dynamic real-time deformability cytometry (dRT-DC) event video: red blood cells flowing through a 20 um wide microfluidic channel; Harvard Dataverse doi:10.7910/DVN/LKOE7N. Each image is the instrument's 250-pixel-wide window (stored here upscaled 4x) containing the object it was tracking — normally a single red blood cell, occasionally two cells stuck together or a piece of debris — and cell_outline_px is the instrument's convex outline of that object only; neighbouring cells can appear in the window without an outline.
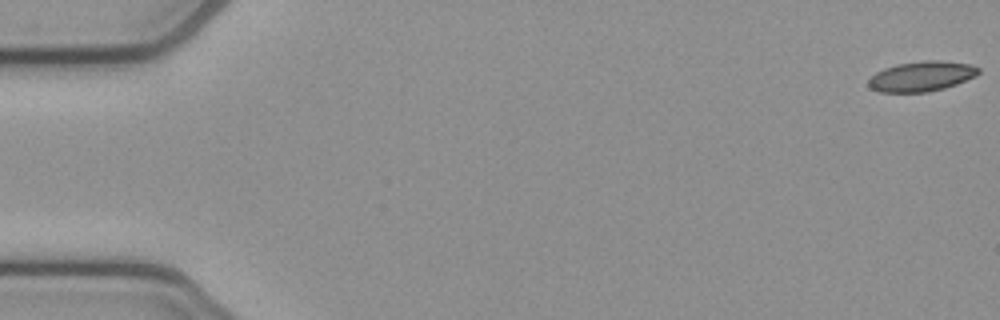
{"species": "common noctule bat (a hibernating species)", "species_latin": "Nyctalus noctula", "temperature_condition": "cold", "stored_images_in_passage": 53, "camera_frame_rate_fps": 3000, "um_per_image_px": 0.085, "animal": {"sex": "female", "body_mass_g": 21.9}, "frame": {"image": 1, "passage_image": 1, "time_ms": 0.0, "image_size_px": [1000, 320], "cell_outline_px": [[980, 72], [976, 76], [956, 84], [944, 88], [928, 92], [880, 92], [872, 88], [868, 84], [868, 80], [876, 72], [884, 68], [896, 64], [924, 60], [940, 60], [968, 64], [980, 68]], "centroid_in_image_um": [78.34, 6.48], "position_along_channel_um": 6.7, "area_um2": 19.25}}
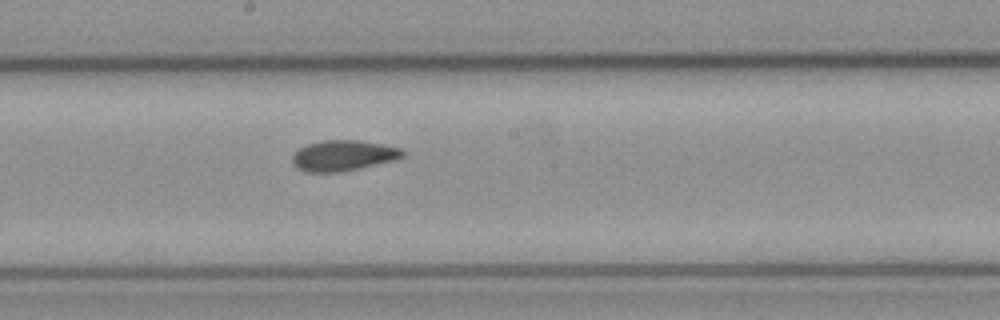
{"frame": {"image": 2, "passage_image": 29, "time_ms": 9.333, "image_size_px": [1000, 320], "cell_outline_px": [[404, 156], [392, 160], [360, 168], [340, 172], [304, 172], [296, 168], [292, 164], [292, 156], [300, 148], [308, 144], [324, 140], [360, 140], [400, 148], [404, 152]], "centroid_in_image_um": [29.12, 13.23], "position_along_channel_um": 219.1, "area_um2": 19.54}}
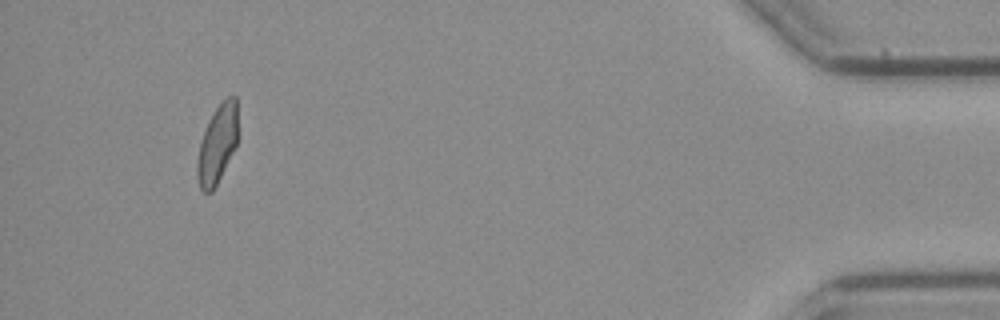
{"frame": {"image": 3, "passage_image": 50, "time_ms": 16.333, "image_size_px": [1000, 320], "cell_outline_px": [[236, 144], [212, 192], [204, 192], [200, 188], [196, 176], [196, 164], [200, 140], [208, 120], [216, 108], [228, 96], [236, 96]], "centroid_in_image_um": [18.42, 12.27], "position_along_channel_um": 416.8, "area_um2": 18.09}, "authors_computed_cell_mechanics": {"area_um2": 19.5364, "velocity_mm_per_s": 3.8804, "shape_relaxation_time_tau1_ms": null, "shape_relaxation_time_tau2_ms": 4.5754, "deformation_change_tau1": null, "deformation_change_tau2": 0.0946}}